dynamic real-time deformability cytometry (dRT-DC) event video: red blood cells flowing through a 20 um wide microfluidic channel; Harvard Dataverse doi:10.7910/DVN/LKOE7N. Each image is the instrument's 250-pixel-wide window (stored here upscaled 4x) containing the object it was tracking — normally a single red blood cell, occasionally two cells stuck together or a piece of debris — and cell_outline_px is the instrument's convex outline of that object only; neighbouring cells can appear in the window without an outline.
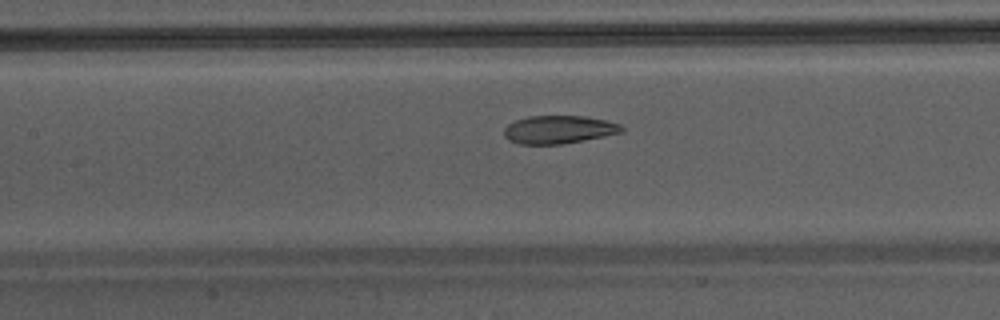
{"species": "Egyptian fruit bat (a non-hibernating species)", "species_latin": "Rousettus aegyptiacus", "temperature_condition": "warm", "stored_images_in_passage": 33, "camera_frame_rate_fps": 3000, "um_per_image_px": 0.085, "animal": {"sex": "male"}, "frame": {"image": 1, "passage_image": 9, "time_ms": 2.667, "image_size_px": [1000, 320], "cell_outline_px": [[624, 132], [604, 136], [560, 144], [520, 144], [508, 140], [504, 136], [504, 128], [508, 124], [516, 120], [528, 116], [584, 116], [604, 120], [620, 124], [624, 128]], "centroid_in_image_um": [47.48, 11.01], "position_along_channel_um": 159.9, "area_um2": 19.13}}
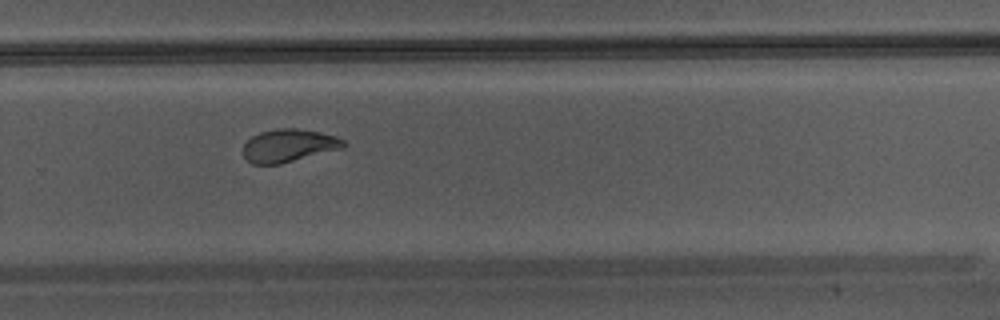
{"frame": {"image": 2, "passage_image": 19, "time_ms": 6.0, "image_size_px": [1000, 320], "cell_outline_px": [[348, 144], [344, 148], [280, 164], [252, 164], [240, 152], [244, 144], [252, 136], [260, 132], [280, 128], [296, 128], [320, 132], [336, 136], [344, 140]], "centroid_in_image_um": [24.54, 12.37], "position_along_channel_um": 305.3, "area_um2": 19.42}}
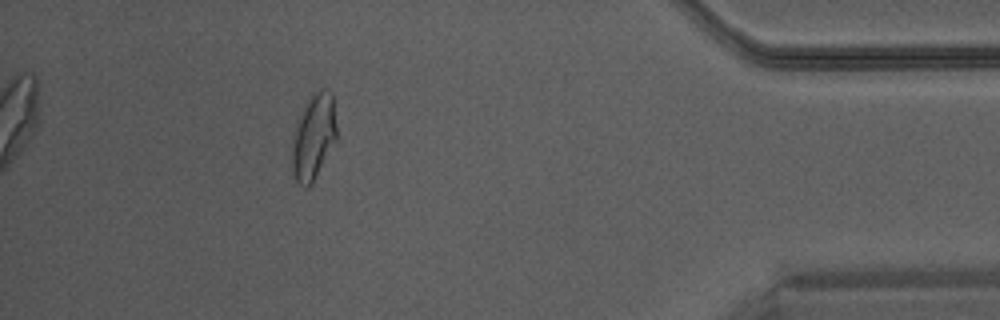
{"frame": {"image": 3, "passage_image": 29, "time_ms": 9.333, "image_size_px": [1000, 320], "cell_outline_px": [[336, 140], [312, 184], [308, 188], [304, 188], [296, 180], [292, 172], [292, 136], [296, 120], [312, 92], [320, 88], [328, 88], [332, 92], [336, 124]], "centroid_in_image_um": [26.64, 11.6], "position_along_channel_um": 408.6, "area_um2": 22.66}}